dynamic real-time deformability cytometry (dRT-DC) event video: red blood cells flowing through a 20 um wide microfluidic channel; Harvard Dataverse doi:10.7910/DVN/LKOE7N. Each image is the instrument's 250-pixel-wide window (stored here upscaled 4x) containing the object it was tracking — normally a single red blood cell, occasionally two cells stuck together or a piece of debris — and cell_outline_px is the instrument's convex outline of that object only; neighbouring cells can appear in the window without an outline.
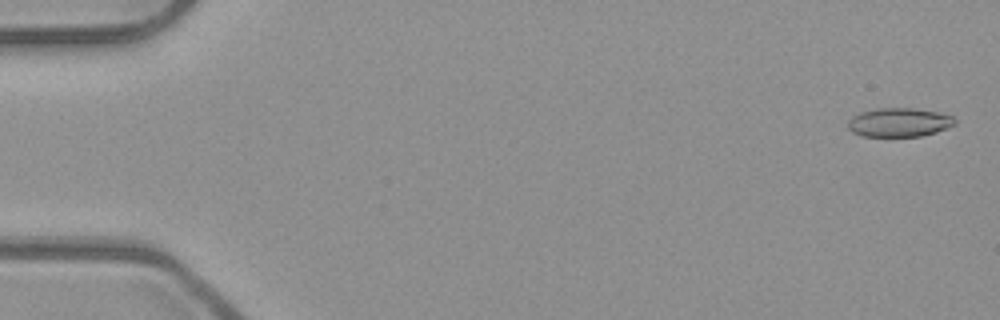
{"species": "common noctule bat (a hibernating species)", "species_latin": "Nyctalus noctula", "temperature_condition": "room temperature", "stored_images_in_passage": 5, "camera_frame_rate_fps": 3000, "um_per_image_px": 0.085, "animal": {"sex": "male", "body_mass_g": 23.1, "forearm_length_mm": 52.7}, "frame": {"image": 1, "passage_image": 1, "time_ms": 0.0, "image_size_px": [1000, 320], "cell_outline_px": [[956, 124], [936, 132], [920, 136], [860, 136], [852, 132], [848, 128], [848, 120], [852, 116], [860, 112], [876, 108], [912, 108], [936, 112], [952, 116], [956, 120]], "centroid_in_image_um": [76.39, 10.4], "position_along_channel_um": 8.6, "area_um2": 17.98}}